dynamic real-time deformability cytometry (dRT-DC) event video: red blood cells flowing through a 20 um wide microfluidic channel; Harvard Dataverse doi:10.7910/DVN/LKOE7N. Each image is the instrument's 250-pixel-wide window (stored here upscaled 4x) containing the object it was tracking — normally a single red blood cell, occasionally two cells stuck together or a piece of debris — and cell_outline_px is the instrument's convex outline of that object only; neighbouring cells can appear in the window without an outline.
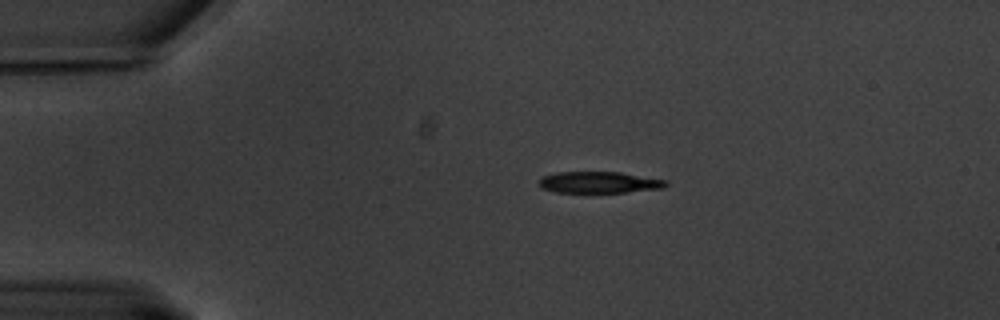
{"species": "common noctule bat (a hibernating species)", "species_latin": "Nyctalus noctula", "temperature_condition": "warm", "stored_images_in_passage": 49, "camera_frame_rate_fps": 3000, "um_per_image_px": 0.085, "animal": {"sex": "male", "body_mass_g": 20.1, "forearm_length_mm": 53.5}, "frame": {"image": 1, "passage_image": 1, "time_ms": 0.0, "image_size_px": [1000, 320], "cell_outline_px": [[668, 184], [664, 188], [624, 192], [556, 192], [540, 188], [536, 184], [536, 180], [540, 176], [556, 172], [620, 172], [668, 180]], "centroid_in_image_um": [50.85, 15.49], "position_along_channel_um": 34.1, "area_um2": 16.13}}
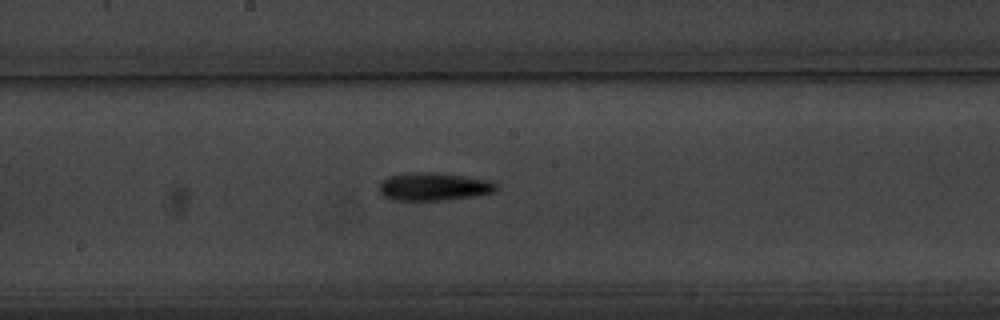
{"frame": {"image": 2, "passage_image": 21, "time_ms": 6.667, "image_size_px": [1000, 320], "cell_outline_px": [[500, 188], [496, 192], [472, 196], [444, 200], [392, 200], [384, 196], [380, 192], [380, 180], [388, 176], [412, 172], [436, 172], [464, 176], [488, 180], [496, 184]], "centroid_in_image_um": [36.86, 15.86], "position_along_channel_um": 211.3, "area_um2": 19.13}}
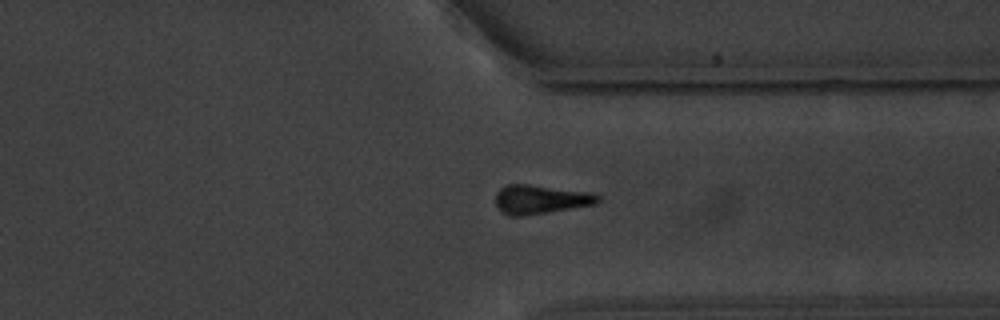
{"frame": {"image": 3, "passage_image": 35, "time_ms": 11.333, "image_size_px": [1000, 320], "cell_outline_px": [[600, 200], [596, 204], [524, 216], [512, 216], [504, 212], [496, 204], [496, 192], [500, 188], [508, 184], [528, 184], [588, 192], [600, 196]], "centroid_in_image_um": [45.94, 16.94], "position_along_channel_um": 365.5, "area_um2": 17.05}, "authors_computed_cell_mechanics": {"area_um2": 16.7042, "velocity_mm_per_s": 3.3171, "shape_relaxation_time_tau1_ms": 2.9179, "shape_relaxation_time_tau2_ms": null, "deformation_change_tau1": 0.1299, "deformation_change_tau2": null}}